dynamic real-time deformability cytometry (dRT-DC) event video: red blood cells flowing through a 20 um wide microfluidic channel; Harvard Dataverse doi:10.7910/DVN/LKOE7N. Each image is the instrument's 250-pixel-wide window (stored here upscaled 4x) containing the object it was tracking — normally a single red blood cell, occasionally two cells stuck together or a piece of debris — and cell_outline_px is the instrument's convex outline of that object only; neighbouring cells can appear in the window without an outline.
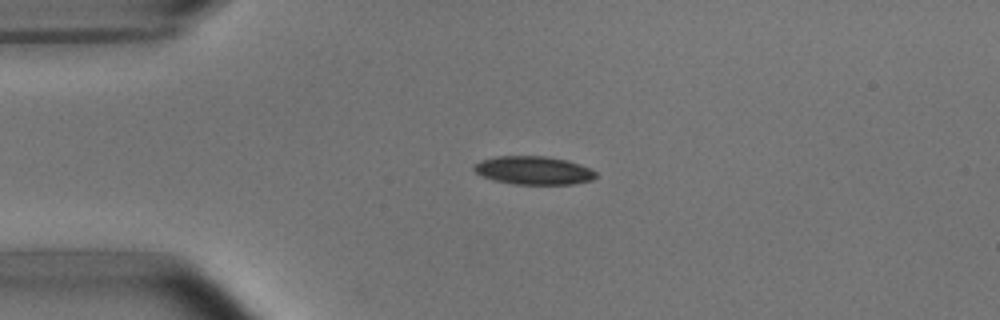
{"species": "common noctule bat (a hibernating species)", "species_latin": "Nyctalus noctula", "temperature_condition": "room temperature", "stored_images_in_passage": 2, "camera_frame_rate_fps": 3000, "um_per_image_px": 0.085, "animal": {"sex": "male", "body_mass_g": 15.6}, "frame": {"image": 1, "passage_image": 2, "time_ms": 1.0, "image_size_px": [1000, 320], "cell_outline_px": [[596, 176], [592, 180], [572, 184], [512, 184], [492, 180], [476, 172], [472, 168], [480, 160], [496, 156], [544, 156], [568, 160], [580, 164], [596, 172]], "centroid_in_image_um": [45.34, 14.48], "position_along_channel_um": 39.7, "area_um2": 20.06}}